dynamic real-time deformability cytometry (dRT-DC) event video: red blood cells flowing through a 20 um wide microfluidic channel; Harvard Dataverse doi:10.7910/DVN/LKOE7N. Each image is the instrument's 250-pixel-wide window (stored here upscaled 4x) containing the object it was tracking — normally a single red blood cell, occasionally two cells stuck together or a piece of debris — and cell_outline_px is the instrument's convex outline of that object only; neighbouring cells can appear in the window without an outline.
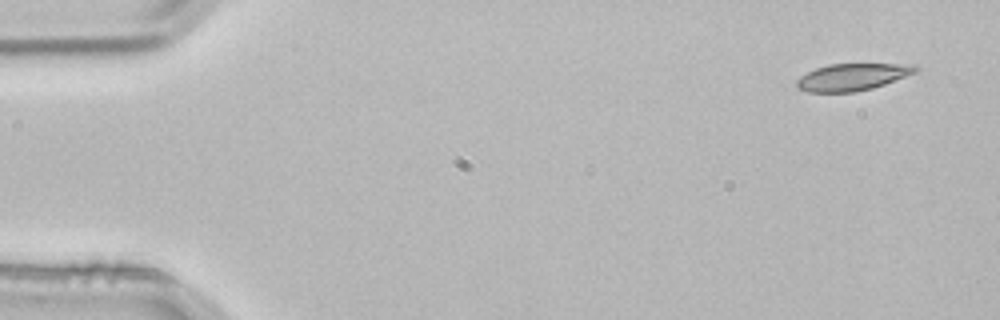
{"species": "common noctule bat (a hibernating species)", "species_latin": "Nyctalus noctula", "temperature_condition": "room temperature", "stored_images_in_passage": 3, "camera_frame_rate_fps": 3000, "um_per_image_px": 0.085, "animal": {"sex": "male", "body_mass_g": 21.5, "forearm_length_mm": 52.0}, "frame": {"image": 1, "passage_image": 1, "time_ms": 0.0, "image_size_px": [1000, 320], "cell_outline_px": [[920, 68], [916, 72], [884, 84], [872, 88], [852, 92], [808, 92], [796, 88], [796, 80], [800, 76], [816, 68], [828, 64], [916, 64]], "centroid_in_image_um": [72.43, 6.54], "position_along_channel_um": 12.6, "area_um2": 18.67}}
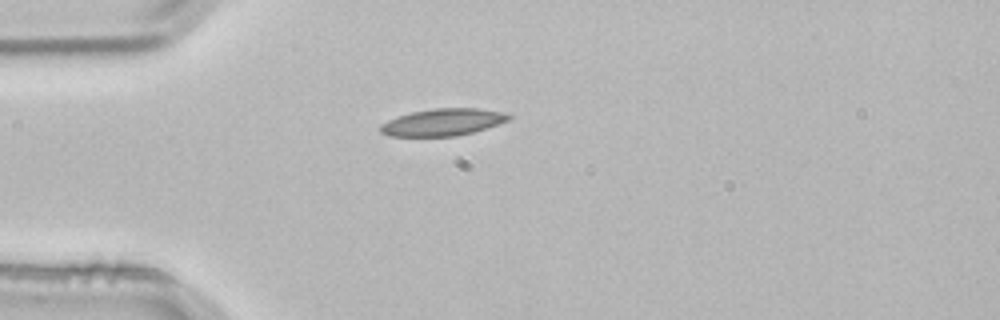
{"frame": {"image": 2, "passage_image": 3, "time_ms": 0.667, "image_size_px": [1000, 320], "cell_outline_px": [[512, 116], [508, 120], [472, 132], [456, 136], [388, 136], [380, 132], [380, 124], [396, 116], [412, 112], [432, 108], [480, 108], [504, 112]], "centroid_in_image_um": [37.6, 10.38], "position_along_channel_um": 47.4, "area_um2": 20.17}}